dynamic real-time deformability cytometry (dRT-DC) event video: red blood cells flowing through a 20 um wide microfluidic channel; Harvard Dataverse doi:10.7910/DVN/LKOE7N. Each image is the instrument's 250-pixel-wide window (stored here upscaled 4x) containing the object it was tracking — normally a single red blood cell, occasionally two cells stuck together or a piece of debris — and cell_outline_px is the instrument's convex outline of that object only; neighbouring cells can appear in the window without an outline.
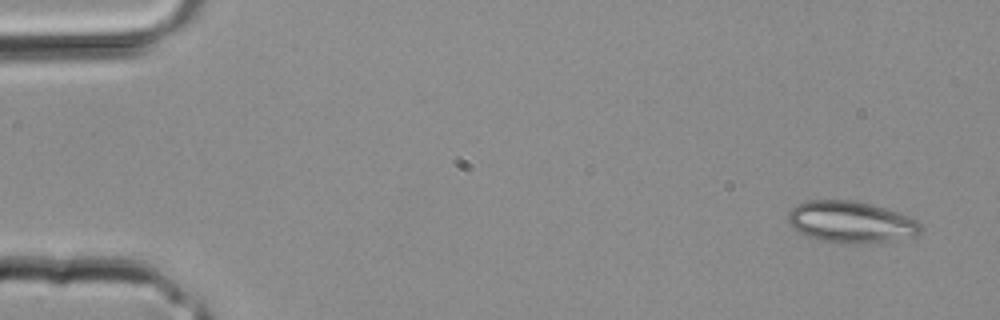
{"species": "common noctule bat (a hibernating species)", "species_latin": "Nyctalus noctula", "temperature_condition": "room temperature", "stored_images_in_passage": 3, "camera_frame_rate_fps": 3000, "um_per_image_px": 0.085, "animal": {"sex": "male", "body_mass_g": 20.4}, "frame": {"image": 1, "passage_image": 1, "time_ms": 0.0, "image_size_px": [1000, 320], "cell_outline_px": [[924, 228], [916, 236], [892, 240], [860, 244], [840, 244], [820, 240], [808, 236], [792, 228], [788, 224], [788, 212], [796, 204], [808, 200], [856, 200], [900, 212], [916, 220]], "centroid_in_image_um": [72.32, 18.87], "position_along_channel_um": 12.7, "area_um2": 32.54}}